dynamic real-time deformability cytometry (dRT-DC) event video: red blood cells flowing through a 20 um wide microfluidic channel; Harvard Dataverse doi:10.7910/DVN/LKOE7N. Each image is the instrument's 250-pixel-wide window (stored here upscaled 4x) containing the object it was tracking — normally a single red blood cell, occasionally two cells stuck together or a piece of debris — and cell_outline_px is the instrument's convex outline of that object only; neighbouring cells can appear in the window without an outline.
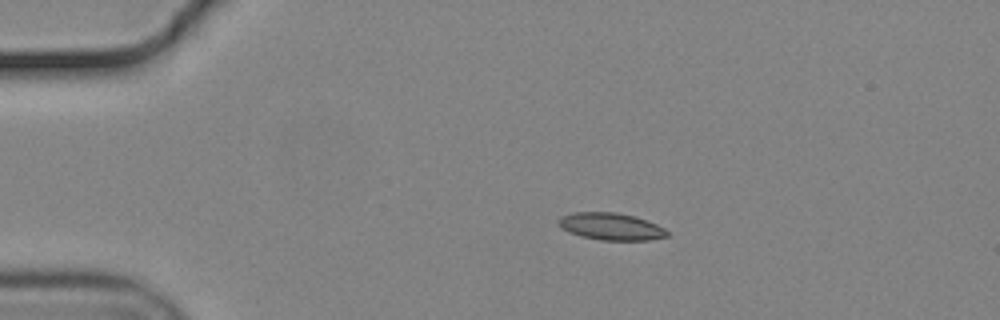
{"species": "common noctule bat (a hibernating species)", "species_latin": "Nyctalus noctula", "temperature_condition": "cold", "stored_images_in_passage": 45, "camera_frame_rate_fps": 3000, "um_per_image_px": 0.085, "animal": {"sex": "male", "body_mass_g": 19.2, "forearm_length_mm": 51.8}, "frame": {"image": 1, "passage_image": 1, "time_ms": 0.0, "image_size_px": [1000, 320], "cell_outline_px": [[668, 236], [648, 240], [600, 240], [580, 236], [568, 232], [556, 220], [560, 216], [572, 212], [616, 212], [636, 216], [656, 224], [664, 228], [668, 232]], "centroid_in_image_um": [51.92, 19.24], "position_along_channel_um": 33.1, "area_um2": 17.22}}
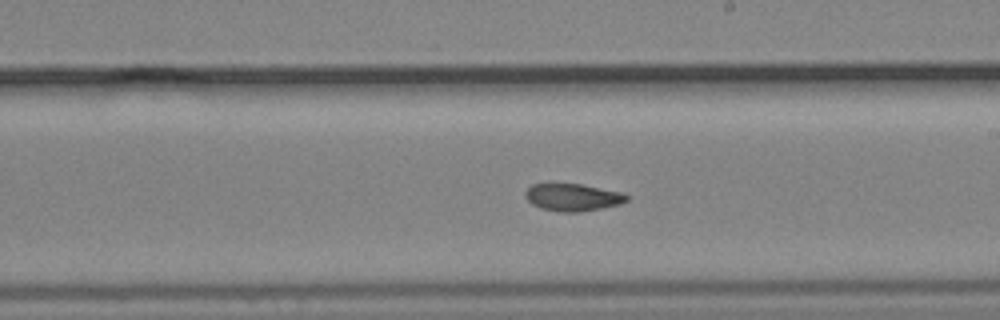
{"frame": {"image": 2, "passage_image": 22, "time_ms": 7.0, "image_size_px": [1000, 320], "cell_outline_px": [[628, 200], [620, 204], [600, 208], [576, 212], [560, 212], [540, 208], [532, 204], [528, 200], [524, 192], [532, 184], [580, 184], [624, 192], [628, 196]], "centroid_in_image_um": [48.69, 16.77], "position_along_channel_um": 240.3, "area_um2": 16.07}}
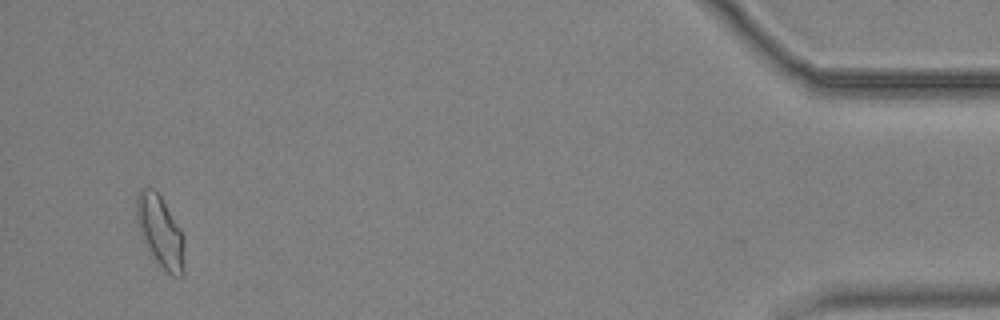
{"frame": {"image": 3, "passage_image": 43, "time_ms": 14.0, "image_size_px": [1000, 320], "cell_outline_px": [[184, 272], [180, 276], [172, 276], [148, 252], [140, 236], [136, 220], [136, 196], [140, 188], [156, 188], [180, 228], [184, 236]], "centroid_in_image_um": [13.6, 19.65], "position_along_channel_um": 421.6, "area_um2": 20.29}, "authors_computed_cell_mechanics": {"area_um2": 16.762, "velocity_mm_per_s": 3.7063, "shape_relaxation_time_tau1_ms": null, "shape_relaxation_time_tau2_ms": 4.2184, "deformation_change_tau1": null, "deformation_change_tau2": 0.0999}}